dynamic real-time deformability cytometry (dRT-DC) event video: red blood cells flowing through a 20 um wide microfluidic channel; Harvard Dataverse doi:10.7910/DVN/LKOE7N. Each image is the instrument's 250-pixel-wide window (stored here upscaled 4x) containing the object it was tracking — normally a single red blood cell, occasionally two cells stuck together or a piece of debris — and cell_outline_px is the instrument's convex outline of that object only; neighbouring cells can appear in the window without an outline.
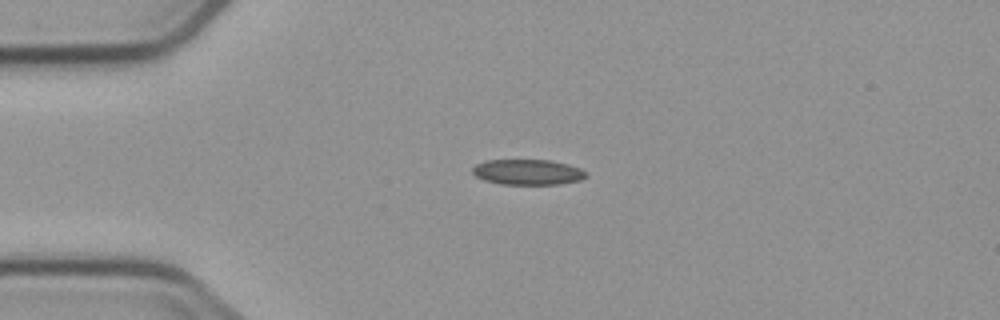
{"species": "common noctule bat (a hibernating species)", "species_latin": "Nyctalus noctula", "temperature_condition": "cold", "stored_images_in_passage": 8, "camera_frame_rate_fps": 3000, "um_per_image_px": 0.085, "animal": {"sex": "male", "body_mass_g": 23.1, "forearm_length_mm": 52.7}, "frame": {"image": 1, "passage_image": 1, "time_ms": 0.0, "image_size_px": [1000, 320], "cell_outline_px": [[588, 176], [580, 180], [560, 184], [500, 184], [484, 180], [476, 176], [472, 172], [472, 168], [476, 164], [488, 160], [552, 160], [568, 164], [580, 168]], "centroid_in_image_um": [44.86, 14.62], "position_along_channel_um": 40.1, "area_um2": 16.82}}
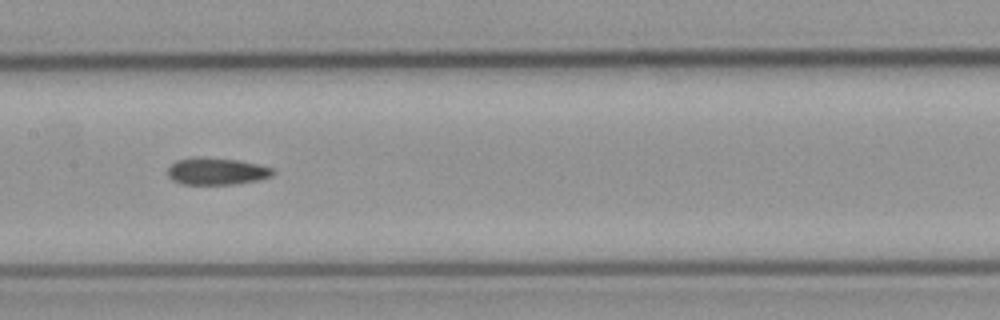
{"frame": {"image": 2, "passage_image": 5, "time_ms": 4.667, "image_size_px": [1000, 320], "cell_outline_px": [[276, 172], [272, 176], [256, 180], [236, 184], [180, 184], [172, 180], [168, 176], [168, 168], [176, 160], [196, 156], [200, 156], [236, 160], [256, 164], [272, 168]], "centroid_in_image_um": [18.38, 14.55], "position_along_channel_um": 189.0, "area_um2": 16.59}}
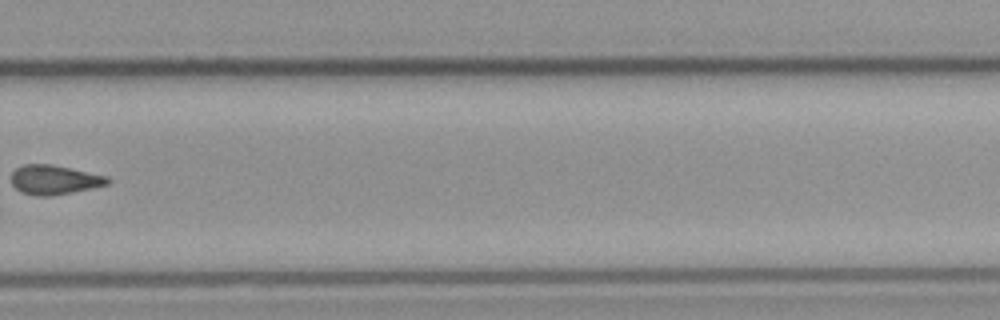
{"frame": {"image": 3, "passage_image": 8, "time_ms": 8.333, "image_size_px": [1000, 320], "cell_outline_px": [[112, 180], [108, 184], [92, 188], [52, 196], [36, 196], [20, 192], [12, 184], [12, 172], [16, 168], [24, 164], [52, 164], [108, 176]], "centroid_in_image_um": [4.63, 15.28], "position_along_channel_um": 325.2, "area_um2": 16.59}}